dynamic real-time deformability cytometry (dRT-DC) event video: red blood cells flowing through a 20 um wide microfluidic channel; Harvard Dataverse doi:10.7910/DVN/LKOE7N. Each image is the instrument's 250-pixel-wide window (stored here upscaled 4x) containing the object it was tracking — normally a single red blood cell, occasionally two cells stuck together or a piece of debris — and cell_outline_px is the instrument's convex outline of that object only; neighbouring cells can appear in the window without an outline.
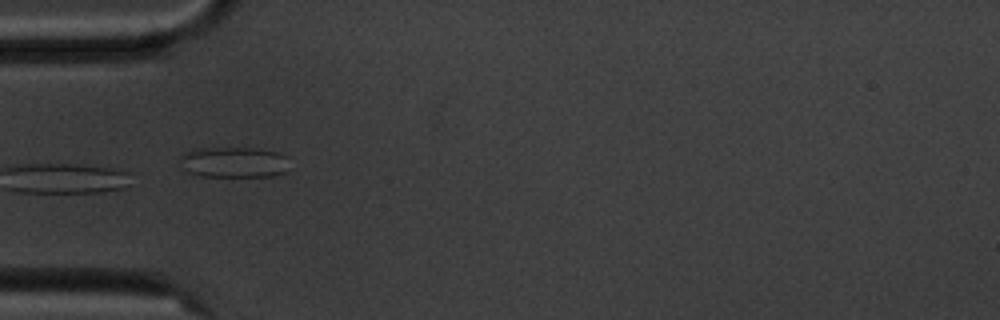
{"species": "common noctule bat (a hibernating species)", "species_latin": "Nyctalus noctula", "temperature_condition": "cold", "stored_images_in_passage": 11, "camera_frame_rate_fps": 3000, "um_per_image_px": 0.085, "animal": {"sex": "male", "body_mass_g": 20.1, "forearm_length_mm": 53.5}, "frame": {"image": 1, "passage_image": 5, "time_ms": 5.667, "image_size_px": [1000, 320], "cell_outline_px": [[288, 156], [284, 172], [272, 176], [200, 176], [188, 172], [184, 168], [180, 160], [180, 156], [184, 152], [196, 148], [252, 148], [276, 152]], "centroid_in_image_um": [19.84, 13.78], "position_along_channel_um": 65.2, "area_um2": 19.42}}
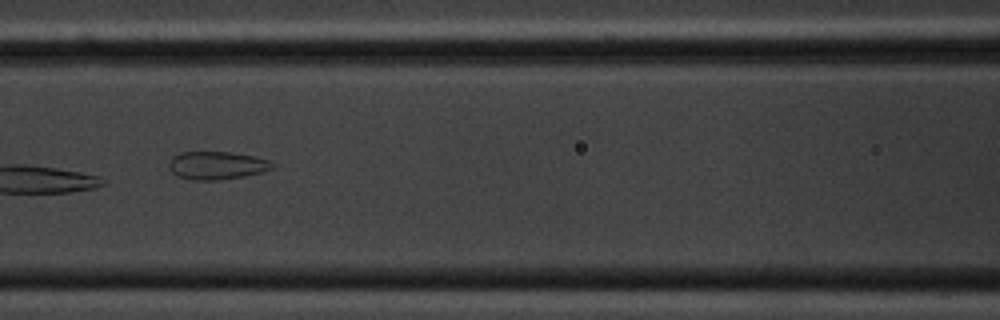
{"frame": {"image": 2, "passage_image": 7, "time_ms": 8.0, "image_size_px": [1000, 320], "cell_outline_px": [[276, 168], [244, 176], [220, 180], [192, 180], [176, 176], [168, 168], [168, 164], [172, 156], [180, 152], [232, 152], [256, 156], [268, 160], [276, 164]], "centroid_in_image_um": [18.43, 14.06], "position_along_channel_um": 148.2, "area_um2": 17.17}}
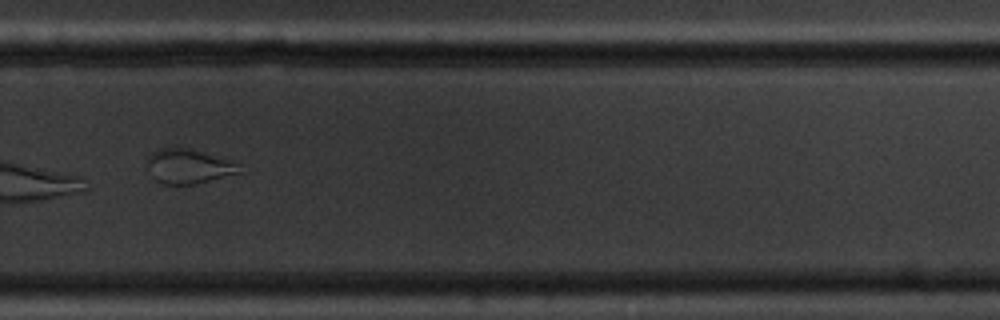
{"frame": {"image": 3, "passage_image": 11, "time_ms": 12.667, "image_size_px": [1000, 320], "cell_outline_px": [[248, 172], [196, 184], [164, 184], [156, 180], [152, 176], [144, 164], [148, 156], [152, 152], [160, 148], [188, 148], [236, 164]], "centroid_in_image_um": [16.0, 14.17], "position_along_channel_um": 313.8, "area_um2": 18.55}}